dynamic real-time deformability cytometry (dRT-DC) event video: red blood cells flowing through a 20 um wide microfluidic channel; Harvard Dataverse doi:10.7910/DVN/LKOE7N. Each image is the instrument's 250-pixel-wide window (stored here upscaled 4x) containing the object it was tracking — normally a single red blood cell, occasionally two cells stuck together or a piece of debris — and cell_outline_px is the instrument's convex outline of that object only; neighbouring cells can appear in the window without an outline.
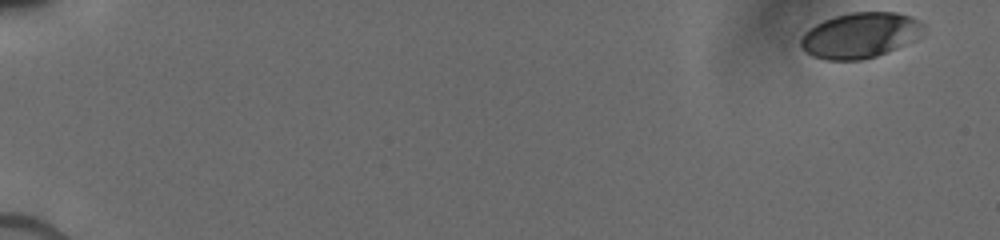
{"species": "human", "species_latin": "Homo sapiens", "temperature_condition": "cold", "stored_images_in_passage": 23, "camera_frame_rate_fps": 3000, "um_per_image_px": 0.085, "donor": {"sex": "male"}, "frame": {"image": 1, "passage_image": 1, "time_ms": 0.0, "image_size_px": [1000, 240], "cell_outline_px": [[924, 24], [916, 40], [876, 56], [860, 60], [828, 60], [812, 56], [800, 44], [800, 40], [804, 32], [808, 28], [824, 20], [836, 16], [852, 12], [896, 12], [908, 16]], "centroid_in_image_um": [73.08, 3.0], "position_along_channel_um": 11.9, "area_um2": 32.14}}
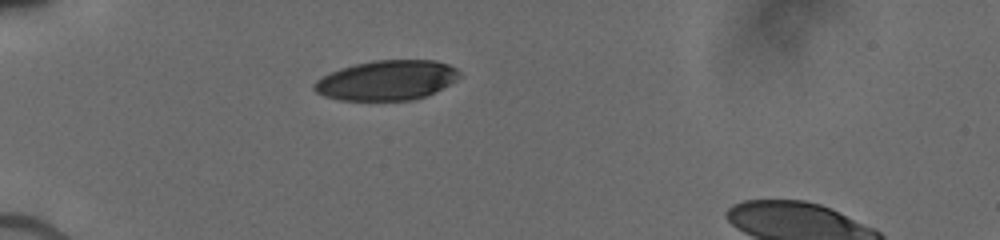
{"frame": {"image": 2, "passage_image": 18, "time_ms": 5.0, "image_size_px": [1000, 240], "cell_outline_px": [[460, 76], [456, 80], [424, 96], [412, 100], [340, 100], [324, 96], [316, 92], [312, 88], [312, 84], [316, 80], [340, 68], [356, 64], [376, 60], [436, 60], [448, 64], [456, 68], [460, 72]], "centroid_in_image_um": [32.85, 6.82], "position_along_channel_um": 52.1, "area_um2": 33.47}}
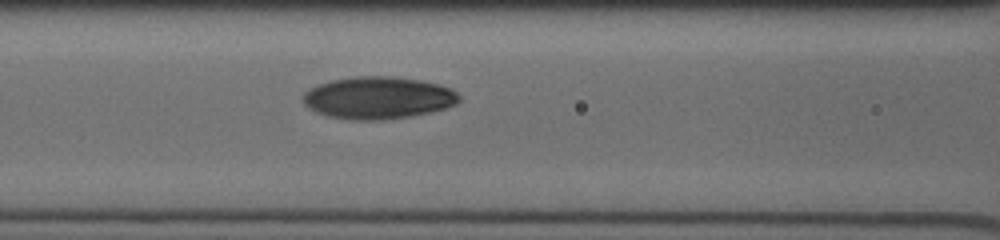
{"frame": {"image": 3, "passage_image": 23, "time_ms": 7.667, "image_size_px": [1000, 240], "cell_outline_px": [[460, 100], [456, 104], [444, 108], [412, 116], [384, 120], [352, 120], [328, 116], [316, 112], [308, 108], [304, 104], [304, 92], [308, 88], [332, 80], [356, 76], [392, 76], [420, 80], [452, 88], [460, 96]], "centroid_in_image_um": [32.13, 8.31], "position_along_channel_um": 134.5, "area_um2": 38.44}}